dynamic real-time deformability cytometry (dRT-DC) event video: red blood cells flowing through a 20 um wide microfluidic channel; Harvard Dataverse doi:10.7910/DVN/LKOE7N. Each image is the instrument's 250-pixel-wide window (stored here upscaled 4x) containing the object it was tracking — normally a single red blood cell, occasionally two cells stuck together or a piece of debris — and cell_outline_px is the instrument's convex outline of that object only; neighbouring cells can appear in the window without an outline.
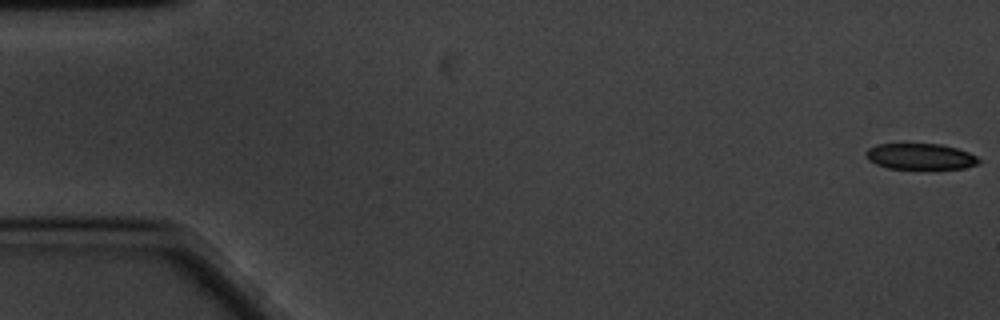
{"species": "common noctule bat (a hibernating species)", "species_latin": "Nyctalus noctula", "temperature_condition": "cold", "stored_images_in_passage": 59, "camera_frame_rate_fps": 3000, "um_per_image_px": 0.085, "animal": {"sex": "male", "body_mass_g": 20.1, "forearm_length_mm": 53.5}, "frame": {"image": 1, "passage_image": 1, "time_ms": 0.0, "image_size_px": [1000, 320], "cell_outline_px": [[980, 164], [964, 168], [888, 168], [876, 164], [868, 160], [864, 156], [864, 152], [868, 148], [876, 144], [940, 144], [956, 148], [968, 152], [976, 156], [980, 160]], "centroid_in_image_um": [78.2, 13.29], "position_along_channel_um": 6.8, "area_um2": 17.05}}
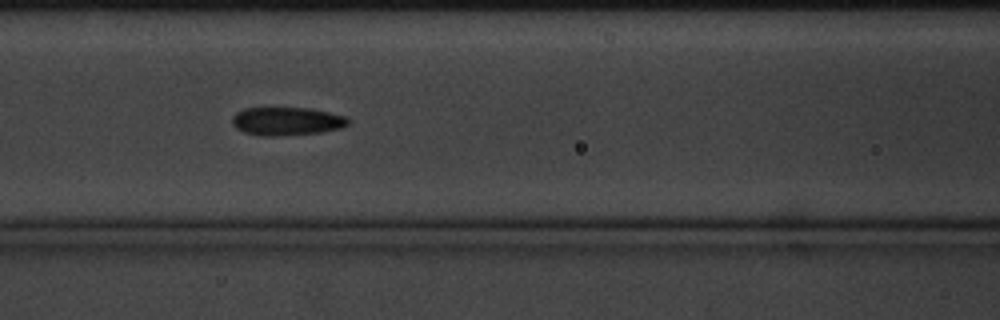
{"frame": {"image": 2, "passage_image": 25, "time_ms": 8.0, "image_size_px": [1000, 320], "cell_outline_px": [[348, 124], [340, 128], [320, 132], [276, 136], [260, 136], [244, 132], [236, 128], [232, 124], [232, 116], [236, 112], [244, 108], [312, 108], [344, 116], [348, 120]], "centroid_in_image_um": [24.32, 10.3], "position_along_channel_um": 142.3, "area_um2": 19.02}}
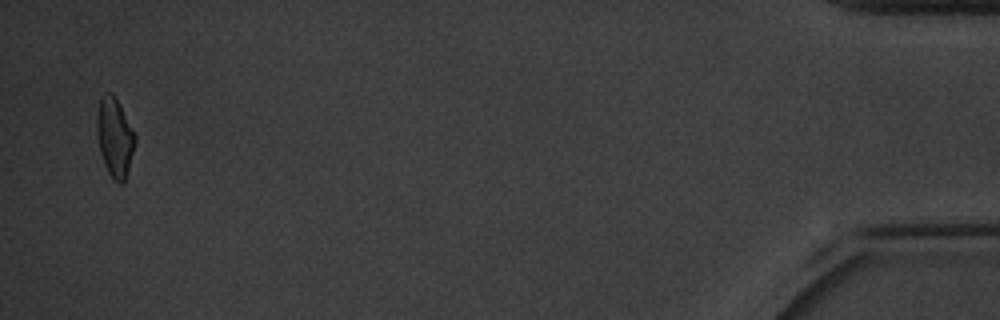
{"frame": {"image": 3, "passage_image": 58, "time_ms": 19.0, "image_size_px": [1000, 320], "cell_outline_px": [[136, 144], [124, 180], [120, 184], [112, 180], [104, 164], [100, 152], [96, 132], [96, 116], [100, 96], [108, 92], [112, 92], [136, 136]], "centroid_in_image_um": [9.72, 11.67], "position_along_channel_um": 425.5, "area_um2": 17.51}, "authors_computed_cell_mechanics": {"area_um2": 18.3226, "velocity_mm_per_s": 3.3703, "shape_relaxation_time_tau1_ms": 3.0591, "shape_relaxation_time_tau2_ms": 2.8573, "deformation_change_tau1": 0.1143, "deformation_change_tau2": 0.1027}}